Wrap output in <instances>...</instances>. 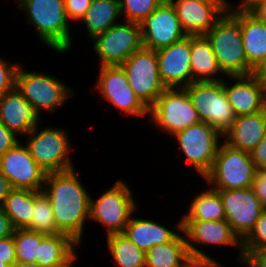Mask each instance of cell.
Segmentation results:
<instances>
[{"label":"cell","instance_id":"ba28073f","mask_svg":"<svg viewBox=\"0 0 266 267\" xmlns=\"http://www.w3.org/2000/svg\"><path fill=\"white\" fill-rule=\"evenodd\" d=\"M149 121L171 137L200 122L197 110L184 88H166L149 108Z\"/></svg>","mask_w":266,"mask_h":267},{"label":"cell","instance_id":"e575fe53","mask_svg":"<svg viewBox=\"0 0 266 267\" xmlns=\"http://www.w3.org/2000/svg\"><path fill=\"white\" fill-rule=\"evenodd\" d=\"M266 248V208L260 214L254 228L242 240V250H260Z\"/></svg>","mask_w":266,"mask_h":267},{"label":"cell","instance_id":"c3c4849f","mask_svg":"<svg viewBox=\"0 0 266 267\" xmlns=\"http://www.w3.org/2000/svg\"><path fill=\"white\" fill-rule=\"evenodd\" d=\"M266 0H242L239 4L235 5L239 8L248 11L254 4L264 3Z\"/></svg>","mask_w":266,"mask_h":267},{"label":"cell","instance_id":"4fadbf2b","mask_svg":"<svg viewBox=\"0 0 266 267\" xmlns=\"http://www.w3.org/2000/svg\"><path fill=\"white\" fill-rule=\"evenodd\" d=\"M98 74L94 87L108 104L125 116L141 118L149 115V109L135 95L120 65L99 66Z\"/></svg>","mask_w":266,"mask_h":267},{"label":"cell","instance_id":"52a82bcc","mask_svg":"<svg viewBox=\"0 0 266 267\" xmlns=\"http://www.w3.org/2000/svg\"><path fill=\"white\" fill-rule=\"evenodd\" d=\"M256 167L251 154L221 143L211 170L203 177L214 190L252 187Z\"/></svg>","mask_w":266,"mask_h":267},{"label":"cell","instance_id":"ab89813d","mask_svg":"<svg viewBox=\"0 0 266 267\" xmlns=\"http://www.w3.org/2000/svg\"><path fill=\"white\" fill-rule=\"evenodd\" d=\"M0 121V156L12 149L21 140Z\"/></svg>","mask_w":266,"mask_h":267},{"label":"cell","instance_id":"ee69618b","mask_svg":"<svg viewBox=\"0 0 266 267\" xmlns=\"http://www.w3.org/2000/svg\"><path fill=\"white\" fill-rule=\"evenodd\" d=\"M14 228L11 224L10 218L0 206V239L13 234Z\"/></svg>","mask_w":266,"mask_h":267},{"label":"cell","instance_id":"60d3db41","mask_svg":"<svg viewBox=\"0 0 266 267\" xmlns=\"http://www.w3.org/2000/svg\"><path fill=\"white\" fill-rule=\"evenodd\" d=\"M252 189L261 204L266 208V170H256Z\"/></svg>","mask_w":266,"mask_h":267},{"label":"cell","instance_id":"836d02e7","mask_svg":"<svg viewBox=\"0 0 266 267\" xmlns=\"http://www.w3.org/2000/svg\"><path fill=\"white\" fill-rule=\"evenodd\" d=\"M164 0H119L121 18L124 21L141 23Z\"/></svg>","mask_w":266,"mask_h":267},{"label":"cell","instance_id":"5bb4252c","mask_svg":"<svg viewBox=\"0 0 266 267\" xmlns=\"http://www.w3.org/2000/svg\"><path fill=\"white\" fill-rule=\"evenodd\" d=\"M216 191L221 196L227 222L242 241L254 228L265 207L252 187Z\"/></svg>","mask_w":266,"mask_h":267},{"label":"cell","instance_id":"44dd1931","mask_svg":"<svg viewBox=\"0 0 266 267\" xmlns=\"http://www.w3.org/2000/svg\"><path fill=\"white\" fill-rule=\"evenodd\" d=\"M41 117L16 86L0 98V121L23 138L40 123Z\"/></svg>","mask_w":266,"mask_h":267},{"label":"cell","instance_id":"d590c367","mask_svg":"<svg viewBox=\"0 0 266 267\" xmlns=\"http://www.w3.org/2000/svg\"><path fill=\"white\" fill-rule=\"evenodd\" d=\"M20 62H9L0 57V98L13 89L16 84V72Z\"/></svg>","mask_w":266,"mask_h":267},{"label":"cell","instance_id":"5b68a950","mask_svg":"<svg viewBox=\"0 0 266 267\" xmlns=\"http://www.w3.org/2000/svg\"><path fill=\"white\" fill-rule=\"evenodd\" d=\"M36 125L25 137V145L34 161L47 173L66 171L75 168L70 157L71 141L65 128Z\"/></svg>","mask_w":266,"mask_h":267},{"label":"cell","instance_id":"3957f363","mask_svg":"<svg viewBox=\"0 0 266 267\" xmlns=\"http://www.w3.org/2000/svg\"><path fill=\"white\" fill-rule=\"evenodd\" d=\"M230 4L229 10L205 34L210 41L219 67L226 76L249 75L252 68L245 55L240 8Z\"/></svg>","mask_w":266,"mask_h":267},{"label":"cell","instance_id":"9c48e42d","mask_svg":"<svg viewBox=\"0 0 266 267\" xmlns=\"http://www.w3.org/2000/svg\"><path fill=\"white\" fill-rule=\"evenodd\" d=\"M173 136L180 152L185 155V162L203 178L213 166L223 135L211 125L200 121Z\"/></svg>","mask_w":266,"mask_h":267},{"label":"cell","instance_id":"681fc988","mask_svg":"<svg viewBox=\"0 0 266 267\" xmlns=\"http://www.w3.org/2000/svg\"><path fill=\"white\" fill-rule=\"evenodd\" d=\"M16 261V257H0V267H10Z\"/></svg>","mask_w":266,"mask_h":267},{"label":"cell","instance_id":"74e56055","mask_svg":"<svg viewBox=\"0 0 266 267\" xmlns=\"http://www.w3.org/2000/svg\"><path fill=\"white\" fill-rule=\"evenodd\" d=\"M210 255H194L189 253L186 257L184 267H224L220 260Z\"/></svg>","mask_w":266,"mask_h":267},{"label":"cell","instance_id":"b9f144b4","mask_svg":"<svg viewBox=\"0 0 266 267\" xmlns=\"http://www.w3.org/2000/svg\"><path fill=\"white\" fill-rule=\"evenodd\" d=\"M257 170H266V133L261 142L250 153Z\"/></svg>","mask_w":266,"mask_h":267},{"label":"cell","instance_id":"7402d4cb","mask_svg":"<svg viewBox=\"0 0 266 267\" xmlns=\"http://www.w3.org/2000/svg\"><path fill=\"white\" fill-rule=\"evenodd\" d=\"M266 133V109L237 116L224 133L223 141L232 148L251 153Z\"/></svg>","mask_w":266,"mask_h":267},{"label":"cell","instance_id":"f546056e","mask_svg":"<svg viewBox=\"0 0 266 267\" xmlns=\"http://www.w3.org/2000/svg\"><path fill=\"white\" fill-rule=\"evenodd\" d=\"M2 208L14 229H28L33 215L34 191L13 188L5 197Z\"/></svg>","mask_w":266,"mask_h":267},{"label":"cell","instance_id":"f6af8a7d","mask_svg":"<svg viewBox=\"0 0 266 267\" xmlns=\"http://www.w3.org/2000/svg\"><path fill=\"white\" fill-rule=\"evenodd\" d=\"M251 75L266 86V55L253 67Z\"/></svg>","mask_w":266,"mask_h":267},{"label":"cell","instance_id":"9a60e30c","mask_svg":"<svg viewBox=\"0 0 266 267\" xmlns=\"http://www.w3.org/2000/svg\"><path fill=\"white\" fill-rule=\"evenodd\" d=\"M182 231L189 253L194 255H209L205 250L203 251L199 248L200 245L202 247L205 245L237 246L239 248V254L235 260L237 263L239 261L242 264L244 260L242 241L232 231L226 219L218 221H182Z\"/></svg>","mask_w":266,"mask_h":267},{"label":"cell","instance_id":"484cf974","mask_svg":"<svg viewBox=\"0 0 266 267\" xmlns=\"http://www.w3.org/2000/svg\"><path fill=\"white\" fill-rule=\"evenodd\" d=\"M240 25L245 55L253 69L266 55V23L240 8Z\"/></svg>","mask_w":266,"mask_h":267},{"label":"cell","instance_id":"bcb514c9","mask_svg":"<svg viewBox=\"0 0 266 267\" xmlns=\"http://www.w3.org/2000/svg\"><path fill=\"white\" fill-rule=\"evenodd\" d=\"M248 12L260 22L266 23V2L254 4Z\"/></svg>","mask_w":266,"mask_h":267},{"label":"cell","instance_id":"d4e9b609","mask_svg":"<svg viewBox=\"0 0 266 267\" xmlns=\"http://www.w3.org/2000/svg\"><path fill=\"white\" fill-rule=\"evenodd\" d=\"M225 77L226 75L220 69L207 37L205 35H191V83L222 81Z\"/></svg>","mask_w":266,"mask_h":267},{"label":"cell","instance_id":"7c38bea8","mask_svg":"<svg viewBox=\"0 0 266 267\" xmlns=\"http://www.w3.org/2000/svg\"><path fill=\"white\" fill-rule=\"evenodd\" d=\"M100 66L121 65L142 47L139 23L121 21L91 40Z\"/></svg>","mask_w":266,"mask_h":267},{"label":"cell","instance_id":"d6a6232c","mask_svg":"<svg viewBox=\"0 0 266 267\" xmlns=\"http://www.w3.org/2000/svg\"><path fill=\"white\" fill-rule=\"evenodd\" d=\"M46 234L30 231L29 229H14L16 261L34 263L37 265L39 257V243Z\"/></svg>","mask_w":266,"mask_h":267},{"label":"cell","instance_id":"cb8c5ba5","mask_svg":"<svg viewBox=\"0 0 266 267\" xmlns=\"http://www.w3.org/2000/svg\"><path fill=\"white\" fill-rule=\"evenodd\" d=\"M79 245L71 236L64 233L46 234L39 243L37 266L72 267L79 257L76 252Z\"/></svg>","mask_w":266,"mask_h":267},{"label":"cell","instance_id":"f1b7e54d","mask_svg":"<svg viewBox=\"0 0 266 267\" xmlns=\"http://www.w3.org/2000/svg\"><path fill=\"white\" fill-rule=\"evenodd\" d=\"M189 210L184 213L182 221H218L225 220V210L218 191L211 187L204 188L193 197Z\"/></svg>","mask_w":266,"mask_h":267},{"label":"cell","instance_id":"f5cc1de1","mask_svg":"<svg viewBox=\"0 0 266 267\" xmlns=\"http://www.w3.org/2000/svg\"><path fill=\"white\" fill-rule=\"evenodd\" d=\"M21 1H22V0H17L16 3H17L18 6L21 4Z\"/></svg>","mask_w":266,"mask_h":267},{"label":"cell","instance_id":"e0dca14e","mask_svg":"<svg viewBox=\"0 0 266 267\" xmlns=\"http://www.w3.org/2000/svg\"><path fill=\"white\" fill-rule=\"evenodd\" d=\"M0 172L14 189H43L46 173L34 161L29 149L21 141L0 156Z\"/></svg>","mask_w":266,"mask_h":267},{"label":"cell","instance_id":"1f68e13d","mask_svg":"<svg viewBox=\"0 0 266 267\" xmlns=\"http://www.w3.org/2000/svg\"><path fill=\"white\" fill-rule=\"evenodd\" d=\"M28 229L44 234L61 233L56 228L50 200L42 191H34L33 215Z\"/></svg>","mask_w":266,"mask_h":267},{"label":"cell","instance_id":"8d00e7d4","mask_svg":"<svg viewBox=\"0 0 266 267\" xmlns=\"http://www.w3.org/2000/svg\"><path fill=\"white\" fill-rule=\"evenodd\" d=\"M92 0H64L65 12L71 23L79 22L86 14ZM73 20V21H72Z\"/></svg>","mask_w":266,"mask_h":267},{"label":"cell","instance_id":"603a6c76","mask_svg":"<svg viewBox=\"0 0 266 267\" xmlns=\"http://www.w3.org/2000/svg\"><path fill=\"white\" fill-rule=\"evenodd\" d=\"M135 216L134 213L131 215L123 234L145 253L155 245L171 241L182 229V220L175 225L176 232L173 228L170 229L154 220Z\"/></svg>","mask_w":266,"mask_h":267},{"label":"cell","instance_id":"f907efd6","mask_svg":"<svg viewBox=\"0 0 266 267\" xmlns=\"http://www.w3.org/2000/svg\"><path fill=\"white\" fill-rule=\"evenodd\" d=\"M10 267H38V266L34 263H24L15 261Z\"/></svg>","mask_w":266,"mask_h":267},{"label":"cell","instance_id":"8992f818","mask_svg":"<svg viewBox=\"0 0 266 267\" xmlns=\"http://www.w3.org/2000/svg\"><path fill=\"white\" fill-rule=\"evenodd\" d=\"M124 180H117L97 199L90 197L89 221L97 222L106 230L105 235L123 233L138 204L131 187Z\"/></svg>","mask_w":266,"mask_h":267},{"label":"cell","instance_id":"6da1fadb","mask_svg":"<svg viewBox=\"0 0 266 267\" xmlns=\"http://www.w3.org/2000/svg\"><path fill=\"white\" fill-rule=\"evenodd\" d=\"M75 168L47 173L42 192L50 200L56 228L82 244L90 216V193ZM86 221V222H85Z\"/></svg>","mask_w":266,"mask_h":267},{"label":"cell","instance_id":"2e32d148","mask_svg":"<svg viewBox=\"0 0 266 267\" xmlns=\"http://www.w3.org/2000/svg\"><path fill=\"white\" fill-rule=\"evenodd\" d=\"M140 26L142 46L155 51L188 36L169 0H164Z\"/></svg>","mask_w":266,"mask_h":267},{"label":"cell","instance_id":"4dcf8cb0","mask_svg":"<svg viewBox=\"0 0 266 267\" xmlns=\"http://www.w3.org/2000/svg\"><path fill=\"white\" fill-rule=\"evenodd\" d=\"M105 237L114 265L118 267H145L146 253L139 249L125 234L114 233Z\"/></svg>","mask_w":266,"mask_h":267},{"label":"cell","instance_id":"d6986e66","mask_svg":"<svg viewBox=\"0 0 266 267\" xmlns=\"http://www.w3.org/2000/svg\"><path fill=\"white\" fill-rule=\"evenodd\" d=\"M187 35H205L229 10L230 3L169 0Z\"/></svg>","mask_w":266,"mask_h":267},{"label":"cell","instance_id":"816d5d0a","mask_svg":"<svg viewBox=\"0 0 266 267\" xmlns=\"http://www.w3.org/2000/svg\"><path fill=\"white\" fill-rule=\"evenodd\" d=\"M203 3H229V0H196Z\"/></svg>","mask_w":266,"mask_h":267},{"label":"cell","instance_id":"4316f807","mask_svg":"<svg viewBox=\"0 0 266 267\" xmlns=\"http://www.w3.org/2000/svg\"><path fill=\"white\" fill-rule=\"evenodd\" d=\"M121 17L119 0H92L85 16L80 20L86 27L90 41L105 30L118 24Z\"/></svg>","mask_w":266,"mask_h":267},{"label":"cell","instance_id":"ffe728a7","mask_svg":"<svg viewBox=\"0 0 266 267\" xmlns=\"http://www.w3.org/2000/svg\"><path fill=\"white\" fill-rule=\"evenodd\" d=\"M227 79L234 81L233 84H228ZM223 86L236 117L266 109V86L251 74L226 76Z\"/></svg>","mask_w":266,"mask_h":267},{"label":"cell","instance_id":"83f0119b","mask_svg":"<svg viewBox=\"0 0 266 267\" xmlns=\"http://www.w3.org/2000/svg\"><path fill=\"white\" fill-rule=\"evenodd\" d=\"M189 254L184 233L181 231L171 240L150 248L145 255V267H184Z\"/></svg>","mask_w":266,"mask_h":267},{"label":"cell","instance_id":"7dc6e473","mask_svg":"<svg viewBox=\"0 0 266 267\" xmlns=\"http://www.w3.org/2000/svg\"><path fill=\"white\" fill-rule=\"evenodd\" d=\"M12 189L9 180L0 172V206H2L5 197Z\"/></svg>","mask_w":266,"mask_h":267},{"label":"cell","instance_id":"7a4b0ae2","mask_svg":"<svg viewBox=\"0 0 266 267\" xmlns=\"http://www.w3.org/2000/svg\"><path fill=\"white\" fill-rule=\"evenodd\" d=\"M28 25L35 29L39 41L56 53H67L72 46L69 20L64 0H22L18 6Z\"/></svg>","mask_w":266,"mask_h":267},{"label":"cell","instance_id":"f35d334b","mask_svg":"<svg viewBox=\"0 0 266 267\" xmlns=\"http://www.w3.org/2000/svg\"><path fill=\"white\" fill-rule=\"evenodd\" d=\"M244 267H266V248L260 250H242Z\"/></svg>","mask_w":266,"mask_h":267},{"label":"cell","instance_id":"277c9868","mask_svg":"<svg viewBox=\"0 0 266 267\" xmlns=\"http://www.w3.org/2000/svg\"><path fill=\"white\" fill-rule=\"evenodd\" d=\"M48 73L27 71L19 65L16 72V88L41 117V112H55L73 97L71 86Z\"/></svg>","mask_w":266,"mask_h":267},{"label":"cell","instance_id":"ac0fdd59","mask_svg":"<svg viewBox=\"0 0 266 267\" xmlns=\"http://www.w3.org/2000/svg\"><path fill=\"white\" fill-rule=\"evenodd\" d=\"M156 53L160 79L166 88H185L191 84V35Z\"/></svg>","mask_w":266,"mask_h":267},{"label":"cell","instance_id":"7bdbcfd3","mask_svg":"<svg viewBox=\"0 0 266 267\" xmlns=\"http://www.w3.org/2000/svg\"><path fill=\"white\" fill-rule=\"evenodd\" d=\"M0 257H16L13 234L0 239Z\"/></svg>","mask_w":266,"mask_h":267},{"label":"cell","instance_id":"30bf717a","mask_svg":"<svg viewBox=\"0 0 266 267\" xmlns=\"http://www.w3.org/2000/svg\"><path fill=\"white\" fill-rule=\"evenodd\" d=\"M184 89L197 110L200 121L211 125L224 135L236 116L227 99L223 80L192 82Z\"/></svg>","mask_w":266,"mask_h":267},{"label":"cell","instance_id":"8fae6325","mask_svg":"<svg viewBox=\"0 0 266 267\" xmlns=\"http://www.w3.org/2000/svg\"><path fill=\"white\" fill-rule=\"evenodd\" d=\"M120 66L135 95L149 109L166 89L160 79L156 51L142 46Z\"/></svg>","mask_w":266,"mask_h":267}]
</instances>
